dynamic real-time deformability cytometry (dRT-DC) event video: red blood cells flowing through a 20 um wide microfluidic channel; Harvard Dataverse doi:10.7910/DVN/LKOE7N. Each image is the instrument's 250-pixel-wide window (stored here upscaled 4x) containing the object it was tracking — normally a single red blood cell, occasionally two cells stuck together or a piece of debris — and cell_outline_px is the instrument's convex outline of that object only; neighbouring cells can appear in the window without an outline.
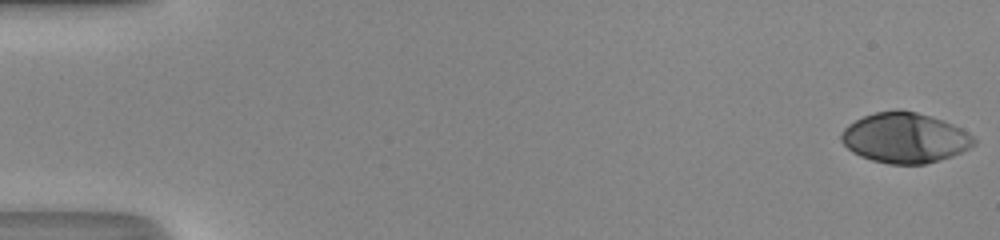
{"species": "human", "species_latin": "Homo sapiens", "temperature_condition": "room temperature", "stored_images_in_passage": 26, "camera_frame_rate_fps": 3000, "um_per_image_px": 0.085, "donor": {"sex": "male"}, "frame": {"image": 1, "passage_image": 1, "time_ms": 0.0, "image_size_px": [1000, 240], "cell_outline_px": [[976, 144], [952, 156], [940, 160], [924, 164], [888, 164], [872, 160], [860, 156], [852, 152], [840, 140], [840, 136], [844, 128], [848, 124], [864, 116], [876, 112], [896, 108], [900, 108], [916, 112], [952, 124], [968, 132], [976, 140]], "centroid_in_image_um": [76.89, 11.71], "position_along_channel_um": 8.1, "area_um2": 38.78}}
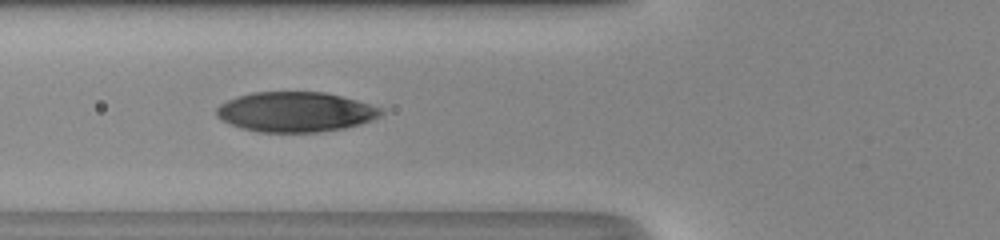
{"frame": {"image": 2, "passage_image": 20, "time_ms": 6.333, "image_size_px": [1000, 240], "cell_outline_px": [[384, 112], [380, 116], [372, 120], [360, 124], [344, 128], [320, 132], [260, 132], [240, 128], [228, 124], [216, 116], [216, 108], [220, 104], [236, 96], [252, 92], [324, 92], [356, 100], [384, 108]], "centroid_in_image_um": [25.1, 9.51], "position_along_channel_um": 100.7, "area_um2": 38.55}}
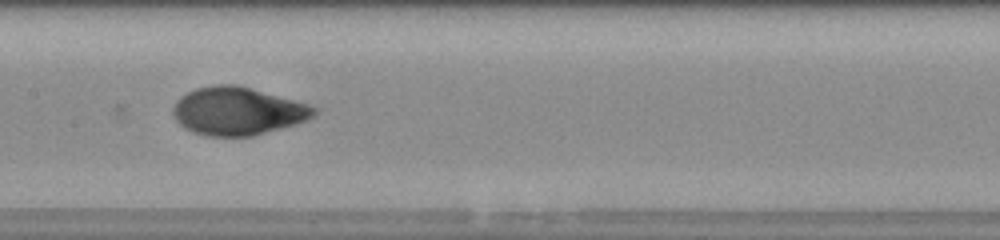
{"frame": {"image": 3, "passage_image": 26, "time_ms": 8.333, "image_size_px": [1000, 240], "cell_outline_px": [[320, 108], [308, 120], [252, 136], [208, 136], [192, 132], [184, 128], [176, 120], [172, 112], [172, 108], [176, 100], [180, 96], [196, 88], [216, 84], [236, 84], [308, 104]], "centroid_in_image_um": [20.17, 9.44], "position_along_channel_um": 187.2, "area_um2": 39.3}}